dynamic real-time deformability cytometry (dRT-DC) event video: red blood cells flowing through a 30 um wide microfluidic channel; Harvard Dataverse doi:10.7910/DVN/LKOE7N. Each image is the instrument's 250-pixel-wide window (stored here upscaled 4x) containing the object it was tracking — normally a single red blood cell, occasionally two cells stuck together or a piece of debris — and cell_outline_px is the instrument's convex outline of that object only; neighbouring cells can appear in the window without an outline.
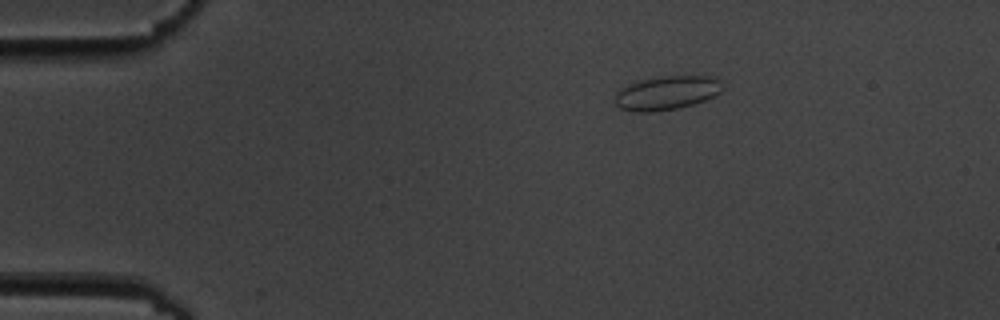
{"species": "common noctule bat (a hibernating species)", "species_latin": "Nyctalus noctula", "temperature_condition": "cold", "stored_images_in_passage": 3, "camera_frame_rate_fps": 3000, "um_per_image_px": 0.085, "animal": {"sex": "male", "body_mass_g": 19.5, "forearm_length_mm": 54.6}, "frame": {"image": 1, "passage_image": 1, "time_ms": 0.0, "image_size_px": [1000, 320], "cell_outline_px": [[724, 88], [720, 92], [704, 100], [692, 104], [676, 108], [652, 112], [632, 112], [620, 108], [616, 104], [616, 92], [620, 88], [628, 84], [640, 80], [668, 76], [716, 76], [720, 80]], "centroid_in_image_um": [56.67, 7.89], "position_along_channel_um": 28.3, "area_um2": 21.15}}